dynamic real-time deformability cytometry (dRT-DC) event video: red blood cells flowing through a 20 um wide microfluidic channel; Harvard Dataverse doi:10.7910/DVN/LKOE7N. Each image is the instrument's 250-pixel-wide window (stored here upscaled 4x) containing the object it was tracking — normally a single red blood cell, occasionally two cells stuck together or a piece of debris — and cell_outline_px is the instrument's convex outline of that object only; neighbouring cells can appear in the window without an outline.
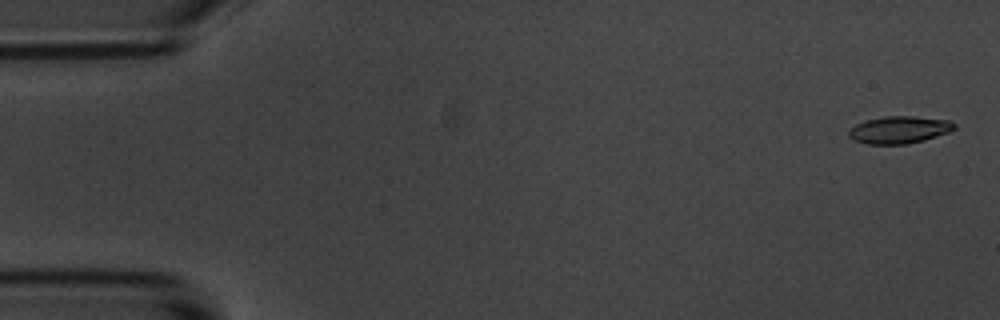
{"species": "common noctule bat (a hibernating species)", "species_latin": "Nyctalus noctula", "temperature_condition": "room temperature", "stored_images_in_passage": 5, "camera_frame_rate_fps": 3000, "um_per_image_px": 0.085, "animal": {"sex": "male", "body_mass_g": 20.1, "forearm_length_mm": 53.5}, "frame": {"image": 1, "passage_image": 1, "time_ms": 0.0, "image_size_px": [1000, 320], "cell_outline_px": [[956, 128], [948, 132], [924, 140], [904, 144], [868, 144], [856, 140], [848, 136], [848, 132], [856, 124], [868, 120], [884, 116], [912, 116], [948, 120], [956, 124]], "centroid_in_image_um": [76.45, 11.03], "position_along_channel_um": 8.5, "area_um2": 16.53}}
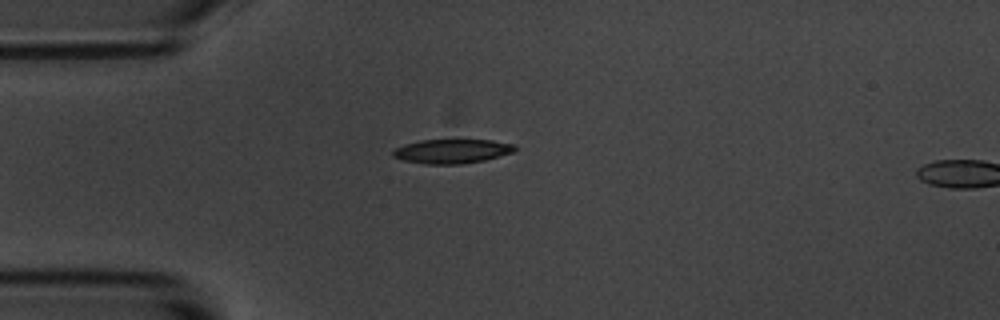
{"frame": {"image": 2, "passage_image": 4, "time_ms": 4.333, "image_size_px": [1000, 320], "cell_outline_px": [[516, 152], [484, 160], [460, 164], [424, 164], [404, 160], [392, 156], [392, 152], [396, 148], [404, 144], [420, 140], [492, 140], [516, 144]], "centroid_in_image_um": [38.45, 12.85], "position_along_channel_um": 46.5, "area_um2": 17.28}}